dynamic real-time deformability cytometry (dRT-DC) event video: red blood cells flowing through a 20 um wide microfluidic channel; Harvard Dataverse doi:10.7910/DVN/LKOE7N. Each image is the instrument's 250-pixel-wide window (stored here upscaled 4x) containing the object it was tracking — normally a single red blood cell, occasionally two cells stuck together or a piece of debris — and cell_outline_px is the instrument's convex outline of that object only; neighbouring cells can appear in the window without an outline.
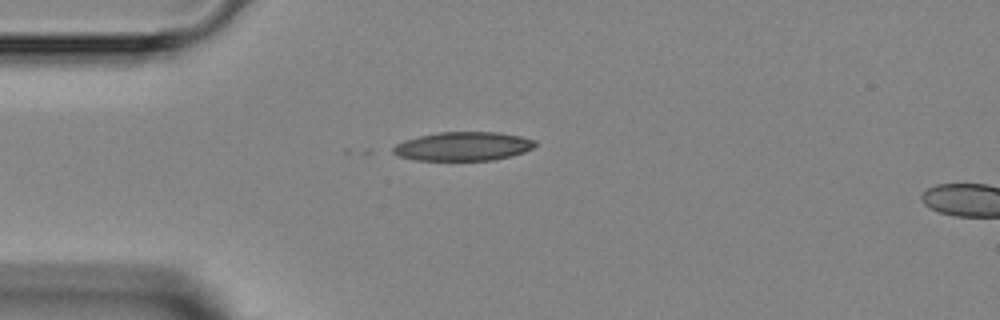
{"species": "Egyptian fruit bat (a non-hibernating species)", "species_latin": "Rousettus aegyptiacus", "temperature_condition": "room temperature", "stored_images_in_passage": 2, "segment_of_instrument_passage": [1, 2], "camera_frame_rate_fps": 3000, "um_per_image_px": 0.085, "animal": {"sex": "female"}, "frame": {"image": 1, "passage_image": 1, "time_ms": 0.0, "image_size_px": [1000, 320], "cell_outline_px": [[536, 144], [532, 148], [524, 152], [512, 156], [492, 160], [416, 160], [400, 156], [392, 152], [392, 148], [396, 144], [404, 140], [420, 136], [440, 132], [496, 132], [520, 136], [536, 140]], "centroid_in_image_um": [39.38, 12.44], "position_along_channel_um": 45.6, "area_um2": 23.76}}